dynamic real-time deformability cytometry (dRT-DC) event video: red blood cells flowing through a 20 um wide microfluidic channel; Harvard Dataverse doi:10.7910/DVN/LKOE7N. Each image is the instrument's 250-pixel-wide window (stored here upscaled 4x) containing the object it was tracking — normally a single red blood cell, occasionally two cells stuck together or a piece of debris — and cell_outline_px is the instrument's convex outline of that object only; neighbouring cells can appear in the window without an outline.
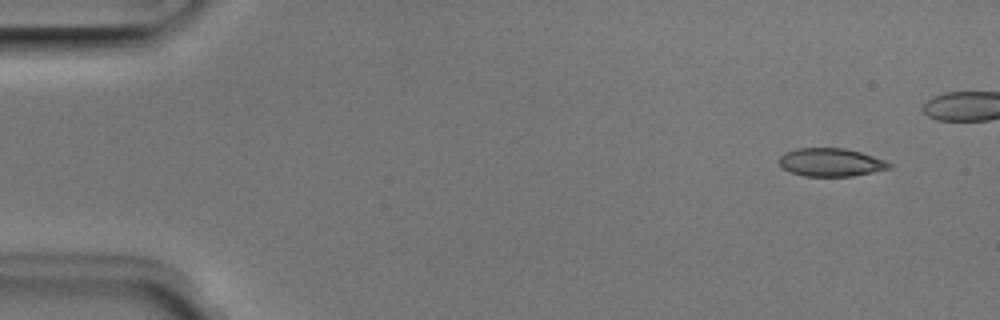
{"species": "Egyptian fruit bat (a non-hibernating species)", "species_latin": "Rousettus aegyptiacus", "temperature_condition": "room temperature", "stored_images_in_passage": 39, "camera_frame_rate_fps": 3000, "um_per_image_px": 0.085, "animal": {"sex": "male"}, "frame": {"image": 1, "passage_image": 1, "time_ms": 0.0, "image_size_px": [1000, 320], "cell_outline_px": [[892, 168], [852, 176], [804, 176], [792, 172], [784, 168], [776, 160], [784, 152], [796, 148], [844, 148], [860, 152], [884, 160], [892, 164]], "centroid_in_image_um": [70.6, 13.79], "position_along_channel_um": 14.4, "area_um2": 18.03}}
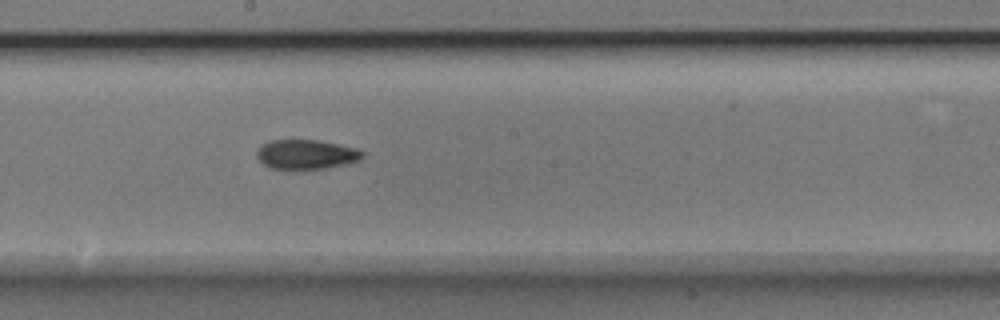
{"frame": {"image": 2, "passage_image": 25, "time_ms": 8.0, "image_size_px": [1000, 320], "cell_outline_px": [[364, 156], [360, 160], [348, 164], [324, 168], [296, 172], [268, 168], [256, 156], [256, 152], [264, 144], [272, 140], [316, 140], [356, 148], [364, 152]], "centroid_in_image_um": [26.02, 13.18], "position_along_channel_um": 222.2, "area_um2": 18.67}}
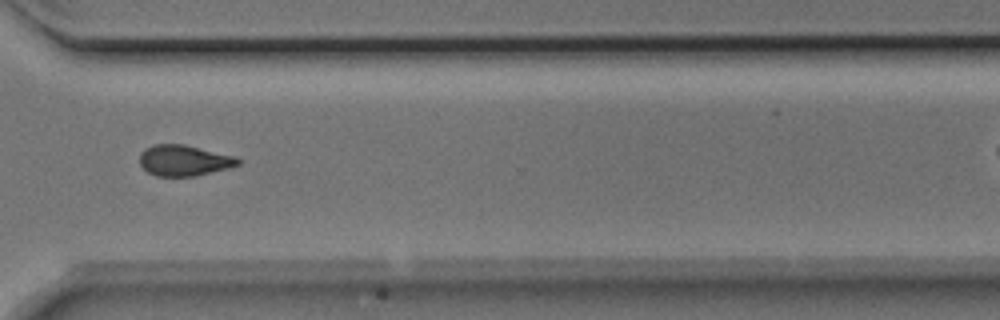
{"frame": {"image": 3, "passage_image": 35, "time_ms": 11.333, "image_size_px": [1000, 320], "cell_outline_px": [[240, 164], [228, 168], [196, 176], [156, 176], [148, 172], [140, 164], [140, 152], [144, 148], [156, 144], [184, 144], [236, 156], [240, 160]], "centroid_in_image_um": [15.64, 13.63], "position_along_channel_um": 355.0, "area_um2": 17.74}}